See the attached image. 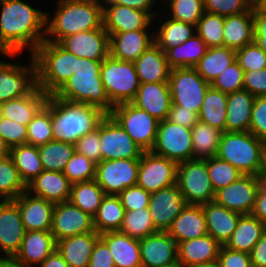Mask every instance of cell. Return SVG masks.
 <instances>
[{"label": "cell", "instance_id": "52a82bcc", "mask_svg": "<svg viewBox=\"0 0 266 267\" xmlns=\"http://www.w3.org/2000/svg\"><path fill=\"white\" fill-rule=\"evenodd\" d=\"M100 75L109 101L114 106L135 98L140 81L133 62L122 61L109 54L102 61Z\"/></svg>", "mask_w": 266, "mask_h": 267}, {"label": "cell", "instance_id": "1f68e13d", "mask_svg": "<svg viewBox=\"0 0 266 267\" xmlns=\"http://www.w3.org/2000/svg\"><path fill=\"white\" fill-rule=\"evenodd\" d=\"M140 84L151 82H168L171 68L165 52L155 43L133 62Z\"/></svg>", "mask_w": 266, "mask_h": 267}, {"label": "cell", "instance_id": "277c9868", "mask_svg": "<svg viewBox=\"0 0 266 267\" xmlns=\"http://www.w3.org/2000/svg\"><path fill=\"white\" fill-rule=\"evenodd\" d=\"M101 64L102 61L77 57L76 71L54 95L64 100L86 103L109 115L114 105L109 101L101 80Z\"/></svg>", "mask_w": 266, "mask_h": 267}, {"label": "cell", "instance_id": "753ad0ef", "mask_svg": "<svg viewBox=\"0 0 266 267\" xmlns=\"http://www.w3.org/2000/svg\"><path fill=\"white\" fill-rule=\"evenodd\" d=\"M39 267H70L63 257L55 250L50 254Z\"/></svg>", "mask_w": 266, "mask_h": 267}, {"label": "cell", "instance_id": "b9fcfbb0", "mask_svg": "<svg viewBox=\"0 0 266 267\" xmlns=\"http://www.w3.org/2000/svg\"><path fill=\"white\" fill-rule=\"evenodd\" d=\"M164 267H184L182 264H180L179 262H176L174 264L168 265V266H164Z\"/></svg>", "mask_w": 266, "mask_h": 267}, {"label": "cell", "instance_id": "4fadbf2b", "mask_svg": "<svg viewBox=\"0 0 266 267\" xmlns=\"http://www.w3.org/2000/svg\"><path fill=\"white\" fill-rule=\"evenodd\" d=\"M139 159L104 160L96 165L95 181L105 195H119L137 185Z\"/></svg>", "mask_w": 266, "mask_h": 267}, {"label": "cell", "instance_id": "e0dca14e", "mask_svg": "<svg viewBox=\"0 0 266 267\" xmlns=\"http://www.w3.org/2000/svg\"><path fill=\"white\" fill-rule=\"evenodd\" d=\"M154 18L146 11L103 3V26L109 37L114 33L153 29ZM152 27V28H151Z\"/></svg>", "mask_w": 266, "mask_h": 267}, {"label": "cell", "instance_id": "4dcf8cb0", "mask_svg": "<svg viewBox=\"0 0 266 267\" xmlns=\"http://www.w3.org/2000/svg\"><path fill=\"white\" fill-rule=\"evenodd\" d=\"M100 234L95 230L56 242V250L70 267H88Z\"/></svg>", "mask_w": 266, "mask_h": 267}, {"label": "cell", "instance_id": "836d02e7", "mask_svg": "<svg viewBox=\"0 0 266 267\" xmlns=\"http://www.w3.org/2000/svg\"><path fill=\"white\" fill-rule=\"evenodd\" d=\"M107 244L115 267H142L139 240L119 231L100 234Z\"/></svg>", "mask_w": 266, "mask_h": 267}, {"label": "cell", "instance_id": "d590c367", "mask_svg": "<svg viewBox=\"0 0 266 267\" xmlns=\"http://www.w3.org/2000/svg\"><path fill=\"white\" fill-rule=\"evenodd\" d=\"M253 42V11L224 17L223 46L236 51Z\"/></svg>", "mask_w": 266, "mask_h": 267}, {"label": "cell", "instance_id": "03108f58", "mask_svg": "<svg viewBox=\"0 0 266 267\" xmlns=\"http://www.w3.org/2000/svg\"><path fill=\"white\" fill-rule=\"evenodd\" d=\"M167 120L191 129L199 121V115L192 110L184 109L182 106L171 104Z\"/></svg>", "mask_w": 266, "mask_h": 267}, {"label": "cell", "instance_id": "30bf717a", "mask_svg": "<svg viewBox=\"0 0 266 267\" xmlns=\"http://www.w3.org/2000/svg\"><path fill=\"white\" fill-rule=\"evenodd\" d=\"M168 83L172 104L199 114L211 84L204 80L194 67L171 69Z\"/></svg>", "mask_w": 266, "mask_h": 267}, {"label": "cell", "instance_id": "8992f818", "mask_svg": "<svg viewBox=\"0 0 266 267\" xmlns=\"http://www.w3.org/2000/svg\"><path fill=\"white\" fill-rule=\"evenodd\" d=\"M32 56L37 65L38 87L47 95L55 94L76 71L77 56L59 43L44 40Z\"/></svg>", "mask_w": 266, "mask_h": 267}, {"label": "cell", "instance_id": "94428289", "mask_svg": "<svg viewBox=\"0 0 266 267\" xmlns=\"http://www.w3.org/2000/svg\"><path fill=\"white\" fill-rule=\"evenodd\" d=\"M118 196L121 200L124 210L132 211L148 208L151 193L145 191L142 187L135 185L126 188Z\"/></svg>", "mask_w": 266, "mask_h": 267}, {"label": "cell", "instance_id": "ba28073f", "mask_svg": "<svg viewBox=\"0 0 266 267\" xmlns=\"http://www.w3.org/2000/svg\"><path fill=\"white\" fill-rule=\"evenodd\" d=\"M176 184L187 204L202 205L214 201L215 191L207 170V159L178 163Z\"/></svg>", "mask_w": 266, "mask_h": 267}, {"label": "cell", "instance_id": "09005b40", "mask_svg": "<svg viewBox=\"0 0 266 267\" xmlns=\"http://www.w3.org/2000/svg\"><path fill=\"white\" fill-rule=\"evenodd\" d=\"M261 174L266 178V158H265V167Z\"/></svg>", "mask_w": 266, "mask_h": 267}, {"label": "cell", "instance_id": "be15d7a7", "mask_svg": "<svg viewBox=\"0 0 266 267\" xmlns=\"http://www.w3.org/2000/svg\"><path fill=\"white\" fill-rule=\"evenodd\" d=\"M217 264L219 267H252L250 254L221 246Z\"/></svg>", "mask_w": 266, "mask_h": 267}, {"label": "cell", "instance_id": "3957f363", "mask_svg": "<svg viewBox=\"0 0 266 267\" xmlns=\"http://www.w3.org/2000/svg\"><path fill=\"white\" fill-rule=\"evenodd\" d=\"M101 109L86 103L72 102L51 95L53 141L75 144L96 129L106 117Z\"/></svg>", "mask_w": 266, "mask_h": 267}, {"label": "cell", "instance_id": "d6a6232c", "mask_svg": "<svg viewBox=\"0 0 266 267\" xmlns=\"http://www.w3.org/2000/svg\"><path fill=\"white\" fill-rule=\"evenodd\" d=\"M162 16L163 12H159L155 16V20H153V23H156L158 20L157 23L159 22V24L153 25H157L154 28V43L164 52L184 43L196 33L195 25L171 19L165 14L164 17ZM156 17L159 18L157 19Z\"/></svg>", "mask_w": 266, "mask_h": 267}, {"label": "cell", "instance_id": "484cf974", "mask_svg": "<svg viewBox=\"0 0 266 267\" xmlns=\"http://www.w3.org/2000/svg\"><path fill=\"white\" fill-rule=\"evenodd\" d=\"M221 245L209 234L177 244L178 262L184 267L216 264Z\"/></svg>", "mask_w": 266, "mask_h": 267}, {"label": "cell", "instance_id": "44dd1931", "mask_svg": "<svg viewBox=\"0 0 266 267\" xmlns=\"http://www.w3.org/2000/svg\"><path fill=\"white\" fill-rule=\"evenodd\" d=\"M26 230L18 205L13 200L0 204V253L14 257L21 247Z\"/></svg>", "mask_w": 266, "mask_h": 267}, {"label": "cell", "instance_id": "979ff035", "mask_svg": "<svg viewBox=\"0 0 266 267\" xmlns=\"http://www.w3.org/2000/svg\"><path fill=\"white\" fill-rule=\"evenodd\" d=\"M198 267H219L218 264L206 265V266H198Z\"/></svg>", "mask_w": 266, "mask_h": 267}, {"label": "cell", "instance_id": "e7e4bbea", "mask_svg": "<svg viewBox=\"0 0 266 267\" xmlns=\"http://www.w3.org/2000/svg\"><path fill=\"white\" fill-rule=\"evenodd\" d=\"M243 89L255 97L266 95V68L245 72Z\"/></svg>", "mask_w": 266, "mask_h": 267}, {"label": "cell", "instance_id": "9f6ffc18", "mask_svg": "<svg viewBox=\"0 0 266 267\" xmlns=\"http://www.w3.org/2000/svg\"><path fill=\"white\" fill-rule=\"evenodd\" d=\"M244 71L235 60L211 83L214 89L229 94L243 90Z\"/></svg>", "mask_w": 266, "mask_h": 267}, {"label": "cell", "instance_id": "db71d44e", "mask_svg": "<svg viewBox=\"0 0 266 267\" xmlns=\"http://www.w3.org/2000/svg\"><path fill=\"white\" fill-rule=\"evenodd\" d=\"M95 172L96 164L76 151L63 170L72 184L94 180Z\"/></svg>", "mask_w": 266, "mask_h": 267}, {"label": "cell", "instance_id": "11a10c76", "mask_svg": "<svg viewBox=\"0 0 266 267\" xmlns=\"http://www.w3.org/2000/svg\"><path fill=\"white\" fill-rule=\"evenodd\" d=\"M254 5L255 0H203L206 12L223 17L253 11Z\"/></svg>", "mask_w": 266, "mask_h": 267}, {"label": "cell", "instance_id": "8d00e7d4", "mask_svg": "<svg viewBox=\"0 0 266 267\" xmlns=\"http://www.w3.org/2000/svg\"><path fill=\"white\" fill-rule=\"evenodd\" d=\"M48 95L39 87L30 95L8 100L0 104L3 117L27 126L45 105Z\"/></svg>", "mask_w": 266, "mask_h": 267}, {"label": "cell", "instance_id": "f907efd6", "mask_svg": "<svg viewBox=\"0 0 266 267\" xmlns=\"http://www.w3.org/2000/svg\"><path fill=\"white\" fill-rule=\"evenodd\" d=\"M24 191L26 185L21 180L11 157L0 158V198L14 200Z\"/></svg>", "mask_w": 266, "mask_h": 267}, {"label": "cell", "instance_id": "f6af8a7d", "mask_svg": "<svg viewBox=\"0 0 266 267\" xmlns=\"http://www.w3.org/2000/svg\"><path fill=\"white\" fill-rule=\"evenodd\" d=\"M105 193L95 180L74 183L69 201L83 212L94 217Z\"/></svg>", "mask_w": 266, "mask_h": 267}, {"label": "cell", "instance_id": "6da1fadb", "mask_svg": "<svg viewBox=\"0 0 266 267\" xmlns=\"http://www.w3.org/2000/svg\"><path fill=\"white\" fill-rule=\"evenodd\" d=\"M25 0H0V56L32 55L46 37L47 12ZM26 49V50H25Z\"/></svg>", "mask_w": 266, "mask_h": 267}, {"label": "cell", "instance_id": "7a4b0ae2", "mask_svg": "<svg viewBox=\"0 0 266 267\" xmlns=\"http://www.w3.org/2000/svg\"><path fill=\"white\" fill-rule=\"evenodd\" d=\"M47 13L45 41L59 43L63 38L103 26V3L98 0H56Z\"/></svg>", "mask_w": 266, "mask_h": 267}, {"label": "cell", "instance_id": "ab89813d", "mask_svg": "<svg viewBox=\"0 0 266 267\" xmlns=\"http://www.w3.org/2000/svg\"><path fill=\"white\" fill-rule=\"evenodd\" d=\"M207 49L205 42L195 33L184 43L168 49L165 55L171 69L194 67Z\"/></svg>", "mask_w": 266, "mask_h": 267}, {"label": "cell", "instance_id": "8fae6325", "mask_svg": "<svg viewBox=\"0 0 266 267\" xmlns=\"http://www.w3.org/2000/svg\"><path fill=\"white\" fill-rule=\"evenodd\" d=\"M28 64L0 59V104L32 94L38 88L37 65L32 55Z\"/></svg>", "mask_w": 266, "mask_h": 267}, {"label": "cell", "instance_id": "680465c9", "mask_svg": "<svg viewBox=\"0 0 266 267\" xmlns=\"http://www.w3.org/2000/svg\"><path fill=\"white\" fill-rule=\"evenodd\" d=\"M75 151L86 156L96 165L101 162L100 124L93 131L80 138L75 144Z\"/></svg>", "mask_w": 266, "mask_h": 267}, {"label": "cell", "instance_id": "b9f144b4", "mask_svg": "<svg viewBox=\"0 0 266 267\" xmlns=\"http://www.w3.org/2000/svg\"><path fill=\"white\" fill-rule=\"evenodd\" d=\"M9 156L25 185L44 170L39 157L38 146L30 144L15 146L10 148Z\"/></svg>", "mask_w": 266, "mask_h": 267}, {"label": "cell", "instance_id": "ac0fdd59", "mask_svg": "<svg viewBox=\"0 0 266 267\" xmlns=\"http://www.w3.org/2000/svg\"><path fill=\"white\" fill-rule=\"evenodd\" d=\"M51 233L56 242L64 238L95 231L93 217L70 201L55 204Z\"/></svg>", "mask_w": 266, "mask_h": 267}, {"label": "cell", "instance_id": "83f0119b", "mask_svg": "<svg viewBox=\"0 0 266 267\" xmlns=\"http://www.w3.org/2000/svg\"><path fill=\"white\" fill-rule=\"evenodd\" d=\"M55 250L56 240L51 231H27L14 257L26 267H39Z\"/></svg>", "mask_w": 266, "mask_h": 267}, {"label": "cell", "instance_id": "34e18365", "mask_svg": "<svg viewBox=\"0 0 266 267\" xmlns=\"http://www.w3.org/2000/svg\"><path fill=\"white\" fill-rule=\"evenodd\" d=\"M0 267H26L18 259L12 256L2 257L0 259Z\"/></svg>", "mask_w": 266, "mask_h": 267}, {"label": "cell", "instance_id": "d4e9b609", "mask_svg": "<svg viewBox=\"0 0 266 267\" xmlns=\"http://www.w3.org/2000/svg\"><path fill=\"white\" fill-rule=\"evenodd\" d=\"M158 121L167 119L172 100L168 82L140 84L135 98L131 101Z\"/></svg>", "mask_w": 266, "mask_h": 267}, {"label": "cell", "instance_id": "cb8c5ba5", "mask_svg": "<svg viewBox=\"0 0 266 267\" xmlns=\"http://www.w3.org/2000/svg\"><path fill=\"white\" fill-rule=\"evenodd\" d=\"M154 44V29L114 33L109 37V50L113 58L135 62Z\"/></svg>", "mask_w": 266, "mask_h": 267}, {"label": "cell", "instance_id": "6f0895ef", "mask_svg": "<svg viewBox=\"0 0 266 267\" xmlns=\"http://www.w3.org/2000/svg\"><path fill=\"white\" fill-rule=\"evenodd\" d=\"M235 60L244 72L266 68V53L255 42L236 50Z\"/></svg>", "mask_w": 266, "mask_h": 267}, {"label": "cell", "instance_id": "f546056e", "mask_svg": "<svg viewBox=\"0 0 266 267\" xmlns=\"http://www.w3.org/2000/svg\"><path fill=\"white\" fill-rule=\"evenodd\" d=\"M167 233L177 244L208 234L202 206L187 204L173 220Z\"/></svg>", "mask_w": 266, "mask_h": 267}, {"label": "cell", "instance_id": "6125c7cd", "mask_svg": "<svg viewBox=\"0 0 266 267\" xmlns=\"http://www.w3.org/2000/svg\"><path fill=\"white\" fill-rule=\"evenodd\" d=\"M249 131L257 138L266 141V95L255 98Z\"/></svg>", "mask_w": 266, "mask_h": 267}, {"label": "cell", "instance_id": "7bdbcfd3", "mask_svg": "<svg viewBox=\"0 0 266 267\" xmlns=\"http://www.w3.org/2000/svg\"><path fill=\"white\" fill-rule=\"evenodd\" d=\"M228 94L210 86L199 112V121L225 132Z\"/></svg>", "mask_w": 266, "mask_h": 267}, {"label": "cell", "instance_id": "603a6c76", "mask_svg": "<svg viewBox=\"0 0 266 267\" xmlns=\"http://www.w3.org/2000/svg\"><path fill=\"white\" fill-rule=\"evenodd\" d=\"M13 201L18 205L26 232L51 230L55 204L27 191H24Z\"/></svg>", "mask_w": 266, "mask_h": 267}, {"label": "cell", "instance_id": "9c48e42d", "mask_svg": "<svg viewBox=\"0 0 266 267\" xmlns=\"http://www.w3.org/2000/svg\"><path fill=\"white\" fill-rule=\"evenodd\" d=\"M144 151H151L156 142L159 121L131 102L115 105L109 114Z\"/></svg>", "mask_w": 266, "mask_h": 267}, {"label": "cell", "instance_id": "d6986e66", "mask_svg": "<svg viewBox=\"0 0 266 267\" xmlns=\"http://www.w3.org/2000/svg\"><path fill=\"white\" fill-rule=\"evenodd\" d=\"M186 205L177 184L151 193L148 209L156 230L167 232Z\"/></svg>", "mask_w": 266, "mask_h": 267}, {"label": "cell", "instance_id": "816d5d0a", "mask_svg": "<svg viewBox=\"0 0 266 267\" xmlns=\"http://www.w3.org/2000/svg\"><path fill=\"white\" fill-rule=\"evenodd\" d=\"M224 17L204 12L198 20L195 31L208 48L223 46Z\"/></svg>", "mask_w": 266, "mask_h": 267}, {"label": "cell", "instance_id": "f1b7e54d", "mask_svg": "<svg viewBox=\"0 0 266 267\" xmlns=\"http://www.w3.org/2000/svg\"><path fill=\"white\" fill-rule=\"evenodd\" d=\"M201 206L205 214L208 234L221 246L226 245L242 215L217 204L215 201Z\"/></svg>", "mask_w": 266, "mask_h": 267}, {"label": "cell", "instance_id": "f35d334b", "mask_svg": "<svg viewBox=\"0 0 266 267\" xmlns=\"http://www.w3.org/2000/svg\"><path fill=\"white\" fill-rule=\"evenodd\" d=\"M235 56L236 51L225 46L208 48L194 68L204 80L211 84L235 61Z\"/></svg>", "mask_w": 266, "mask_h": 267}, {"label": "cell", "instance_id": "9a60e30c", "mask_svg": "<svg viewBox=\"0 0 266 267\" xmlns=\"http://www.w3.org/2000/svg\"><path fill=\"white\" fill-rule=\"evenodd\" d=\"M177 163L151 151L139 159L137 185L149 193L176 184Z\"/></svg>", "mask_w": 266, "mask_h": 267}, {"label": "cell", "instance_id": "8c879c8a", "mask_svg": "<svg viewBox=\"0 0 266 267\" xmlns=\"http://www.w3.org/2000/svg\"><path fill=\"white\" fill-rule=\"evenodd\" d=\"M249 254L252 267H266V231Z\"/></svg>", "mask_w": 266, "mask_h": 267}, {"label": "cell", "instance_id": "7c38bea8", "mask_svg": "<svg viewBox=\"0 0 266 267\" xmlns=\"http://www.w3.org/2000/svg\"><path fill=\"white\" fill-rule=\"evenodd\" d=\"M151 152L177 164L193 159L192 130L167 119L159 121Z\"/></svg>", "mask_w": 266, "mask_h": 267}, {"label": "cell", "instance_id": "ffe728a7", "mask_svg": "<svg viewBox=\"0 0 266 267\" xmlns=\"http://www.w3.org/2000/svg\"><path fill=\"white\" fill-rule=\"evenodd\" d=\"M59 44L77 57L103 61L109 54V34L104 26L63 38Z\"/></svg>", "mask_w": 266, "mask_h": 267}, {"label": "cell", "instance_id": "e575fe53", "mask_svg": "<svg viewBox=\"0 0 266 267\" xmlns=\"http://www.w3.org/2000/svg\"><path fill=\"white\" fill-rule=\"evenodd\" d=\"M255 98V96L244 89L228 94L225 131H249Z\"/></svg>", "mask_w": 266, "mask_h": 267}, {"label": "cell", "instance_id": "91938a15", "mask_svg": "<svg viewBox=\"0 0 266 267\" xmlns=\"http://www.w3.org/2000/svg\"><path fill=\"white\" fill-rule=\"evenodd\" d=\"M0 136L9 148L27 144V126L3 117L0 122Z\"/></svg>", "mask_w": 266, "mask_h": 267}, {"label": "cell", "instance_id": "f5cc1de1", "mask_svg": "<svg viewBox=\"0 0 266 267\" xmlns=\"http://www.w3.org/2000/svg\"><path fill=\"white\" fill-rule=\"evenodd\" d=\"M207 170L215 192L233 183L243 175L230 163L217 156L207 158Z\"/></svg>", "mask_w": 266, "mask_h": 267}, {"label": "cell", "instance_id": "003e7915", "mask_svg": "<svg viewBox=\"0 0 266 267\" xmlns=\"http://www.w3.org/2000/svg\"><path fill=\"white\" fill-rule=\"evenodd\" d=\"M88 267H115L112 254L101 238L94 247Z\"/></svg>", "mask_w": 266, "mask_h": 267}, {"label": "cell", "instance_id": "2e32d148", "mask_svg": "<svg viewBox=\"0 0 266 267\" xmlns=\"http://www.w3.org/2000/svg\"><path fill=\"white\" fill-rule=\"evenodd\" d=\"M258 189L256 175H242L233 183L216 191L214 201L231 211L249 215L253 211Z\"/></svg>", "mask_w": 266, "mask_h": 267}, {"label": "cell", "instance_id": "deb4b68c", "mask_svg": "<svg viewBox=\"0 0 266 267\" xmlns=\"http://www.w3.org/2000/svg\"><path fill=\"white\" fill-rule=\"evenodd\" d=\"M3 119V114H2V111H1V107H0V122L2 121Z\"/></svg>", "mask_w": 266, "mask_h": 267}, {"label": "cell", "instance_id": "5b68a950", "mask_svg": "<svg viewBox=\"0 0 266 267\" xmlns=\"http://www.w3.org/2000/svg\"><path fill=\"white\" fill-rule=\"evenodd\" d=\"M216 156L243 175L258 176L265 167V141L248 132H223Z\"/></svg>", "mask_w": 266, "mask_h": 267}, {"label": "cell", "instance_id": "5bb4252c", "mask_svg": "<svg viewBox=\"0 0 266 267\" xmlns=\"http://www.w3.org/2000/svg\"><path fill=\"white\" fill-rule=\"evenodd\" d=\"M100 149L101 161L140 159L144 152L110 115L100 122Z\"/></svg>", "mask_w": 266, "mask_h": 267}, {"label": "cell", "instance_id": "7402d4cb", "mask_svg": "<svg viewBox=\"0 0 266 267\" xmlns=\"http://www.w3.org/2000/svg\"><path fill=\"white\" fill-rule=\"evenodd\" d=\"M142 267H164L178 262L177 243L167 232L139 240Z\"/></svg>", "mask_w": 266, "mask_h": 267}, {"label": "cell", "instance_id": "11e5206c", "mask_svg": "<svg viewBox=\"0 0 266 267\" xmlns=\"http://www.w3.org/2000/svg\"><path fill=\"white\" fill-rule=\"evenodd\" d=\"M10 148L4 142L3 138L0 136V158L9 156Z\"/></svg>", "mask_w": 266, "mask_h": 267}, {"label": "cell", "instance_id": "7dc6e473", "mask_svg": "<svg viewBox=\"0 0 266 267\" xmlns=\"http://www.w3.org/2000/svg\"><path fill=\"white\" fill-rule=\"evenodd\" d=\"M51 124V95H48L45 105L27 125V144L40 146L53 141Z\"/></svg>", "mask_w": 266, "mask_h": 267}, {"label": "cell", "instance_id": "a7ac6f4b", "mask_svg": "<svg viewBox=\"0 0 266 267\" xmlns=\"http://www.w3.org/2000/svg\"><path fill=\"white\" fill-rule=\"evenodd\" d=\"M254 42L266 53V12L256 4L253 7Z\"/></svg>", "mask_w": 266, "mask_h": 267}, {"label": "cell", "instance_id": "bcb514c9", "mask_svg": "<svg viewBox=\"0 0 266 267\" xmlns=\"http://www.w3.org/2000/svg\"><path fill=\"white\" fill-rule=\"evenodd\" d=\"M38 151L45 171L63 172L75 152V146L71 143L50 141L38 146Z\"/></svg>", "mask_w": 266, "mask_h": 267}, {"label": "cell", "instance_id": "60d3db41", "mask_svg": "<svg viewBox=\"0 0 266 267\" xmlns=\"http://www.w3.org/2000/svg\"><path fill=\"white\" fill-rule=\"evenodd\" d=\"M125 210L118 195H105L96 215L93 217L94 229L103 234L119 231Z\"/></svg>", "mask_w": 266, "mask_h": 267}, {"label": "cell", "instance_id": "ee69618b", "mask_svg": "<svg viewBox=\"0 0 266 267\" xmlns=\"http://www.w3.org/2000/svg\"><path fill=\"white\" fill-rule=\"evenodd\" d=\"M193 159L216 156L223 131L198 121L192 128Z\"/></svg>", "mask_w": 266, "mask_h": 267}, {"label": "cell", "instance_id": "2644e50d", "mask_svg": "<svg viewBox=\"0 0 266 267\" xmlns=\"http://www.w3.org/2000/svg\"><path fill=\"white\" fill-rule=\"evenodd\" d=\"M159 1V0H158ZM157 0H106L102 3H114L148 12L153 18L159 13L160 5ZM155 6H157L155 8ZM159 7V8H158ZM158 8V11L156 10ZM155 10V11H154Z\"/></svg>", "mask_w": 266, "mask_h": 267}, {"label": "cell", "instance_id": "2a66077c", "mask_svg": "<svg viewBox=\"0 0 266 267\" xmlns=\"http://www.w3.org/2000/svg\"><path fill=\"white\" fill-rule=\"evenodd\" d=\"M255 4L266 12V0H255Z\"/></svg>", "mask_w": 266, "mask_h": 267}, {"label": "cell", "instance_id": "681fc988", "mask_svg": "<svg viewBox=\"0 0 266 267\" xmlns=\"http://www.w3.org/2000/svg\"><path fill=\"white\" fill-rule=\"evenodd\" d=\"M162 4L164 5L160 6L161 10L163 8V13H168L167 17L195 26L205 12L203 0H162ZM162 6L167 8L164 9ZM164 10L168 12L165 13Z\"/></svg>", "mask_w": 266, "mask_h": 267}, {"label": "cell", "instance_id": "89a4df30", "mask_svg": "<svg viewBox=\"0 0 266 267\" xmlns=\"http://www.w3.org/2000/svg\"><path fill=\"white\" fill-rule=\"evenodd\" d=\"M259 189L251 215L266 224V178L260 173L257 176Z\"/></svg>", "mask_w": 266, "mask_h": 267}, {"label": "cell", "instance_id": "c3c4849f", "mask_svg": "<svg viewBox=\"0 0 266 267\" xmlns=\"http://www.w3.org/2000/svg\"><path fill=\"white\" fill-rule=\"evenodd\" d=\"M119 232L133 239L141 240L158 231L154 226L149 209L143 208L125 211L123 223Z\"/></svg>", "mask_w": 266, "mask_h": 267}, {"label": "cell", "instance_id": "74e56055", "mask_svg": "<svg viewBox=\"0 0 266 267\" xmlns=\"http://www.w3.org/2000/svg\"><path fill=\"white\" fill-rule=\"evenodd\" d=\"M265 231V223L251 214L242 215L225 246L232 250L250 253Z\"/></svg>", "mask_w": 266, "mask_h": 267}, {"label": "cell", "instance_id": "4316f807", "mask_svg": "<svg viewBox=\"0 0 266 267\" xmlns=\"http://www.w3.org/2000/svg\"><path fill=\"white\" fill-rule=\"evenodd\" d=\"M72 183L63 172L43 170L26 185V191L53 204L69 201Z\"/></svg>", "mask_w": 266, "mask_h": 267}]
</instances>
